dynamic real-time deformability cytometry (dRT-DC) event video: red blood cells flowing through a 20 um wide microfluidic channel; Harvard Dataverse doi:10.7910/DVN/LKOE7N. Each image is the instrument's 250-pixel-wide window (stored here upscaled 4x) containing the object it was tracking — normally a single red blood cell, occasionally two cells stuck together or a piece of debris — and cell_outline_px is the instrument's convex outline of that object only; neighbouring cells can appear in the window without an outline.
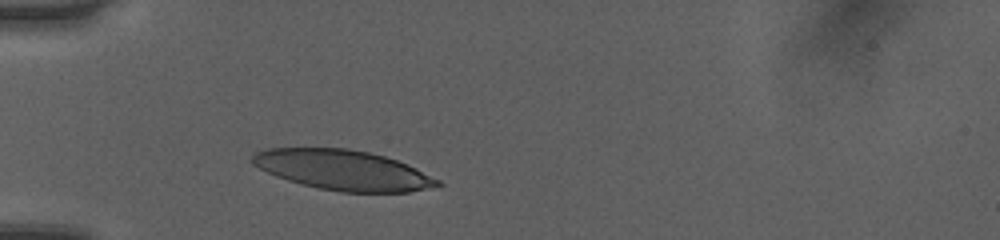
{"species": "human", "species_latin": "Homo sapiens", "temperature_condition": "room temperature", "stored_images_in_passage": 2, "camera_frame_rate_fps": 3000, "um_per_image_px": 0.085, "donor": {"sex": "female"}, "frame": {"image": 1, "passage_image": 1, "time_ms": 0.0, "image_size_px": [1000, 240], "cell_outline_px": [[428, 180], [424, 184], [416, 188], [400, 192], [356, 192], [288, 148], [332, 148], [360, 152], [380, 156], [404, 164], [412, 168], [424, 176]], "centroid_in_image_um": [30.9, 14.46], "position_along_channel_um": 54.1, "area_um2": 25.49}}